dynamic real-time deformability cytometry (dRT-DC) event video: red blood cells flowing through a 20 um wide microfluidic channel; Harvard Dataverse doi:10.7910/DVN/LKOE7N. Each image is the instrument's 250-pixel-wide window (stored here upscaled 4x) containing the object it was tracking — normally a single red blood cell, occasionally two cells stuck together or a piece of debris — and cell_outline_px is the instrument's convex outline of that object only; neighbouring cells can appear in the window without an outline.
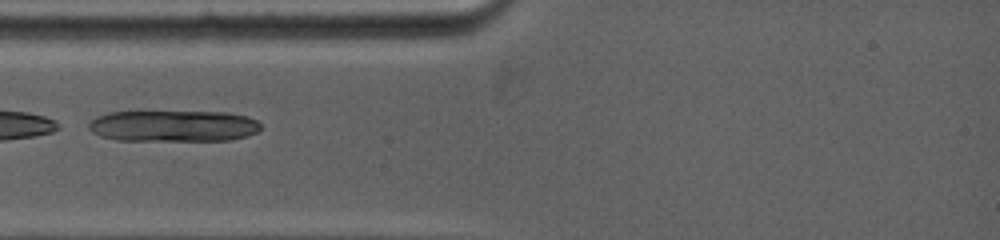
{"species": "common noctule bat (a hibernating species)", "species_latin": "Nyctalus noctula", "temperature_condition": "warm", "stored_images_in_passage": 3, "camera_frame_rate_fps": 5000, "um_per_image_px": 0.085, "animal": {"sex": "female", "body_mass_g": 19.0, "forearm_length_mm": 53.3}, "frame": {"image": 1, "passage_image": 1, "time_ms": 0.0, "image_size_px": [1000, 240], "cell_outline_px": [[260, 128], [256, 132], [244, 136], [228, 140], [116, 140], [100, 136], [92, 132], [88, 128], [88, 124], [96, 116], [108, 112], [228, 112], [248, 116], [256, 120], [260, 124]], "centroid_in_image_um": [14.7, 10.7], "position_along_channel_um": 70.3, "area_um2": 31.33}}
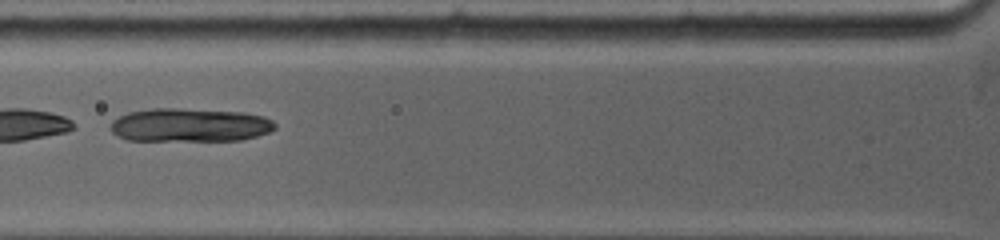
{"frame": {"image": 2, "passage_image": 2, "time_ms": 1.0, "image_size_px": [1000, 240], "cell_outline_px": [[276, 128], [268, 132], [256, 136], [240, 140], [128, 140], [112, 132], [112, 120], [128, 112], [152, 108], [176, 108], [244, 112], [264, 116], [272, 120], [276, 124]], "centroid_in_image_um": [16.16, 10.62], "position_along_channel_um": 109.6, "area_um2": 32.02}}